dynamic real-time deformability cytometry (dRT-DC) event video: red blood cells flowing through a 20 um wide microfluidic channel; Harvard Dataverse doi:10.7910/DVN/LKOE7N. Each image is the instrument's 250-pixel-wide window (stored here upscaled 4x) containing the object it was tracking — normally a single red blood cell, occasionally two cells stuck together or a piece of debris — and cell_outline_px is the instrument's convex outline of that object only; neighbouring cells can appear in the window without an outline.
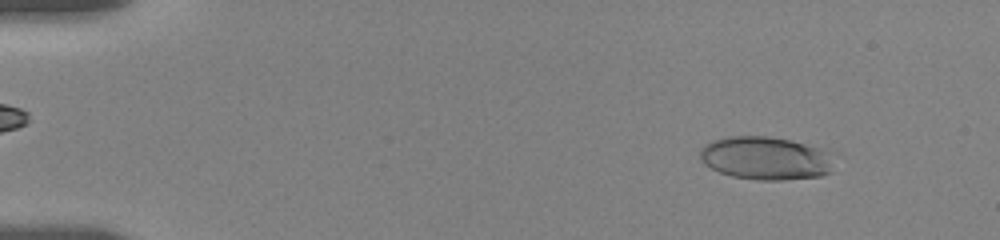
{"species": "human", "species_latin": "Homo sapiens", "temperature_condition": "room temperature", "stored_images_in_passage": 7, "camera_frame_rate_fps": 3000, "um_per_image_px": 0.085, "donor": {"sex": "female"}, "frame": {"image": 1, "passage_image": 2, "time_ms": 0.667, "image_size_px": [1000, 240], "cell_outline_px": [[832, 172], [820, 176], [784, 180], [760, 180], [732, 176], [720, 172], [704, 164], [700, 160], [700, 148], [704, 144], [712, 140], [728, 136], [768, 136], [788, 140], [804, 144], [828, 152]], "centroid_in_image_um": [65.0, 13.45], "position_along_channel_um": 20.0, "area_um2": 33.41}}
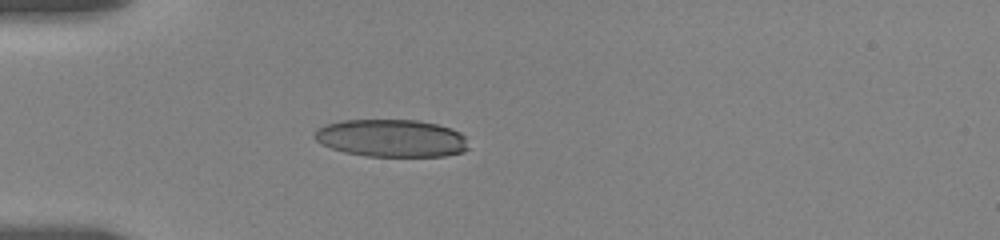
{"frame": {"image": 2, "passage_image": 7, "time_ms": 4.0, "image_size_px": [1000, 240], "cell_outline_px": [[468, 148], [464, 152], [444, 156], [368, 156], [344, 152], [320, 144], [312, 136], [316, 128], [324, 124], [340, 120], [416, 120], [436, 124], [452, 128], [460, 132], [464, 136]], "centroid_in_image_um": [33.23, 11.74], "position_along_channel_um": 51.8, "area_um2": 33.93}}